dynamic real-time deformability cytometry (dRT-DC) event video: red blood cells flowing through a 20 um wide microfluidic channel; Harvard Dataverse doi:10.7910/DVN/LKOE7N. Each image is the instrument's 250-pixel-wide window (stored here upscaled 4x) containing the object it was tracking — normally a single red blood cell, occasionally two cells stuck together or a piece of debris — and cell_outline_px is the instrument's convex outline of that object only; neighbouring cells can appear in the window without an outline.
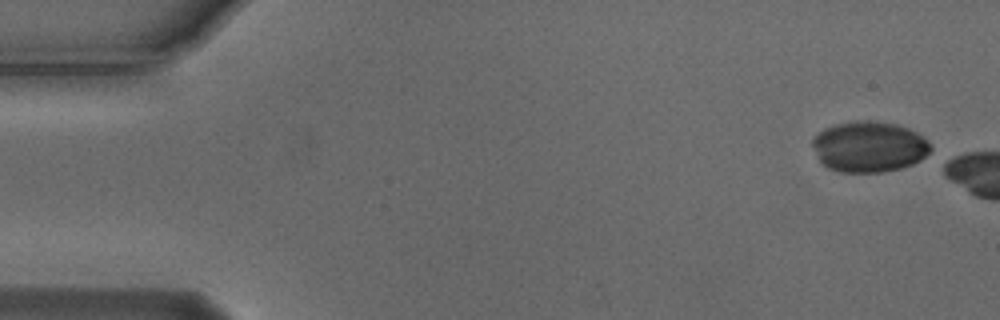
{"species": "Egyptian fruit bat (a non-hibernating species)", "species_latin": "Rousettus aegyptiacus", "temperature_condition": "cold", "stored_images_in_passage": 5, "camera_frame_rate_fps": 3000, "um_per_image_px": 0.085, "animal": {"sex": "male"}, "frame": {"image": 1, "passage_image": 1, "time_ms": 0.0, "image_size_px": [1000, 320], "cell_outline_px": [[932, 152], [928, 156], [912, 164], [900, 168], [880, 172], [840, 172], [828, 168], [820, 160], [812, 144], [812, 140], [824, 128], [836, 124], [856, 120], [868, 120], [896, 124], [908, 128], [924, 136], [928, 140], [932, 148]], "centroid_in_image_um": [73.92, 12.46], "position_along_channel_um": 11.1, "area_um2": 35.03}}